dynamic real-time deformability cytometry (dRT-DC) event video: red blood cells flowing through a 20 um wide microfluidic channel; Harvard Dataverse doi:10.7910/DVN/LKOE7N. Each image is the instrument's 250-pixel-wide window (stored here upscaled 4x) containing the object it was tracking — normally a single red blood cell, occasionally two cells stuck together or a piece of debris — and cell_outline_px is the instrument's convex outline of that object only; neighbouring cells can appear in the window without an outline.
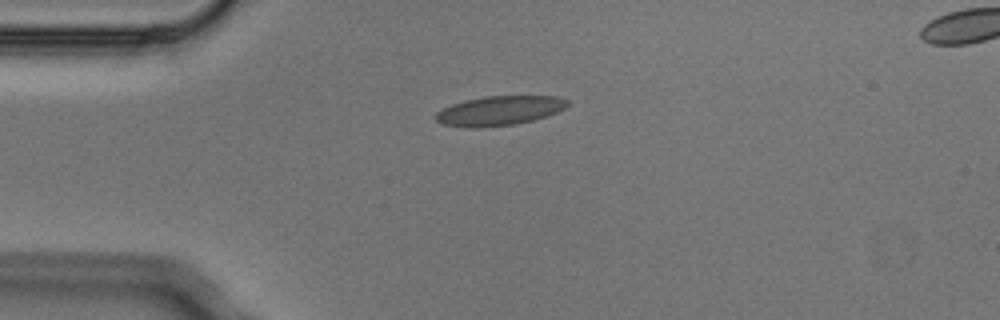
{"species": "Egyptian fruit bat (a non-hibernating species)", "species_latin": "Rousettus aegyptiacus", "temperature_condition": "cold", "stored_images_in_passage": 2, "camera_frame_rate_fps": 3000, "um_per_image_px": 0.085, "animal": {"sex": "male"}, "frame": {"image": 1, "passage_image": 1, "time_ms": 0.0, "image_size_px": [1000, 320], "cell_outline_px": [[568, 104], [564, 108], [548, 116], [516, 124], [476, 128], [464, 128], [440, 124], [436, 120], [436, 112], [452, 104], [464, 100], [484, 96], [556, 96], [568, 100]], "centroid_in_image_um": [42.41, 9.42], "position_along_channel_um": 42.6, "area_um2": 22.72}}